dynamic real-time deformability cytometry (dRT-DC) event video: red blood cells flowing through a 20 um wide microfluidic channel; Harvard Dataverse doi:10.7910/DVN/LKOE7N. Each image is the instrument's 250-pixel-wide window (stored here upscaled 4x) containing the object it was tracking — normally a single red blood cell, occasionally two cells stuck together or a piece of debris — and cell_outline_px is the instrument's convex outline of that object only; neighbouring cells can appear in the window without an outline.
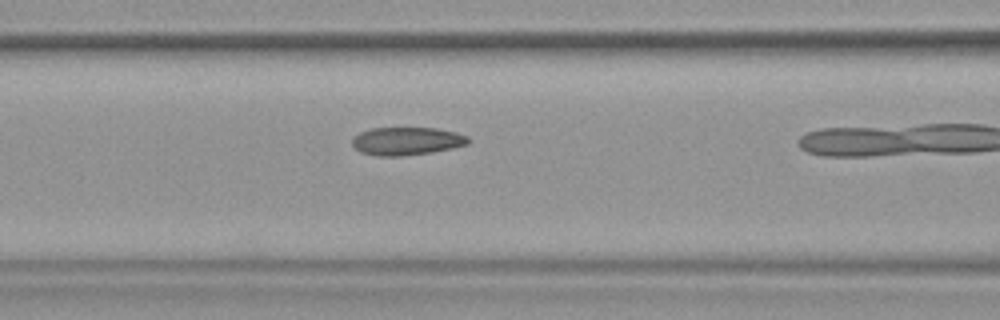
{"species": "common noctule bat (a hibernating species)", "species_latin": "Nyctalus noctula", "temperature_condition": "warm", "stored_images_in_passage": 33, "camera_frame_rate_fps": 3000, "um_per_image_px": 0.085, "animal": {"sex": "female", "body_mass_g": 19.9}, "frame": {"image": 1, "passage_image": 19, "time_ms": 6.0, "image_size_px": [1000, 320], "cell_outline_px": [[472, 140], [468, 144], [452, 148], [432, 152], [404, 156], [376, 156], [360, 152], [352, 144], [352, 136], [360, 132], [372, 128], [436, 128], [456, 132], [468, 136]], "centroid_in_image_um": [34.58, 11.99], "position_along_channel_um": 132.0, "area_um2": 19.13}}